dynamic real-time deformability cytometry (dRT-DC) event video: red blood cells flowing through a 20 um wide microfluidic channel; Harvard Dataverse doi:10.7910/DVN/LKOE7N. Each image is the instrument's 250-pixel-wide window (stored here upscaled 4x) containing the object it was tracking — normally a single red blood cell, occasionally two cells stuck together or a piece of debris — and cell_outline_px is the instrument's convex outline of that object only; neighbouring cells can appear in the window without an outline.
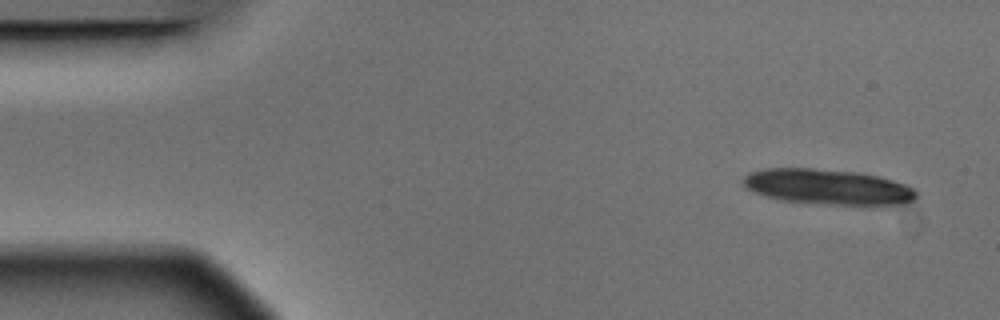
{"species": "Egyptian fruit bat (a non-hibernating species)", "species_latin": "Rousettus aegyptiacus", "temperature_condition": "warm", "stored_images_in_passage": 5, "camera_frame_rate_fps": 3000, "um_per_image_px": 0.085, "animal": {"sex": "male"}, "frame": {"image": 1, "passage_image": 1, "time_ms": 0.0, "image_size_px": [1000, 320], "cell_outline_px": [[916, 200], [904, 204], [808, 204], [780, 200], [764, 196], [752, 192], [740, 180], [748, 172], [764, 168], [812, 168], [856, 172], [880, 176], [904, 184], [912, 188], [916, 192]], "centroid_in_image_um": [70.29, 15.88], "position_along_channel_um": 14.7, "area_um2": 35.95}}